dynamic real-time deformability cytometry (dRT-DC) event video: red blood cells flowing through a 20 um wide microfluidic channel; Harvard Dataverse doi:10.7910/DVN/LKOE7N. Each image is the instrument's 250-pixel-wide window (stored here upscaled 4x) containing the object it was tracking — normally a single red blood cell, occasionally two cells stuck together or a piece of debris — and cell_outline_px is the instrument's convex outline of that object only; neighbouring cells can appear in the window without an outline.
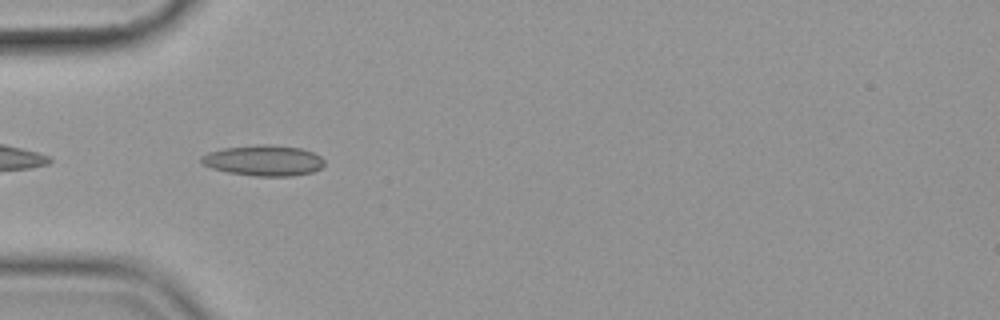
{"species": "common noctule bat (a hibernating species)", "species_latin": "Nyctalus noctula", "temperature_condition": "cold", "stored_images_in_passage": 40, "camera_frame_rate_fps": 3000, "um_per_image_px": 0.085, "animal": {"sex": "female", "body_mass_g": 19.9}, "frame": {"image": 1, "passage_image": 2, "time_ms": 0.333, "image_size_px": [1000, 320], "cell_outline_px": [[324, 164], [320, 168], [312, 172], [292, 176], [256, 176], [228, 172], [212, 168], [200, 164], [200, 156], [208, 152], [224, 148], [256, 144], [272, 144], [300, 148], [312, 152], [320, 156], [324, 160]], "centroid_in_image_um": [22.38, 13.63], "position_along_channel_um": 62.6, "area_um2": 22.14}}
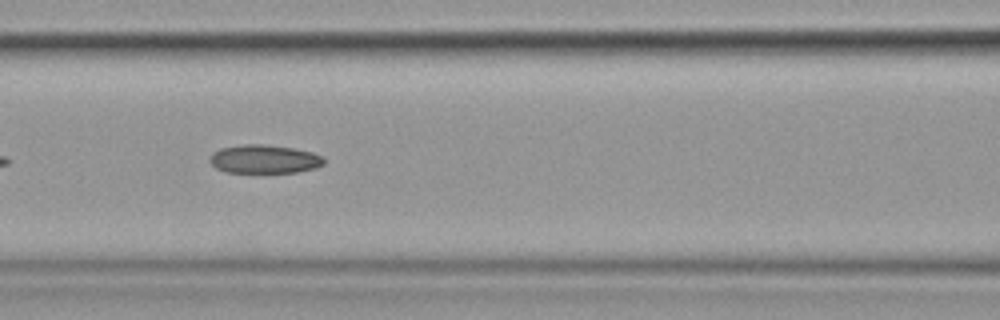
{"frame": {"image": 2, "passage_image": 9, "time_ms": 2.667, "image_size_px": [1000, 320], "cell_outline_px": [[324, 164], [316, 168], [296, 172], [224, 172], [216, 168], [208, 160], [208, 156], [212, 152], [220, 148], [244, 144], [264, 144], [292, 148], [312, 152], [324, 156]], "centroid_in_image_um": [22.44, 13.52], "position_along_channel_um": 144.2, "area_um2": 19.13}}
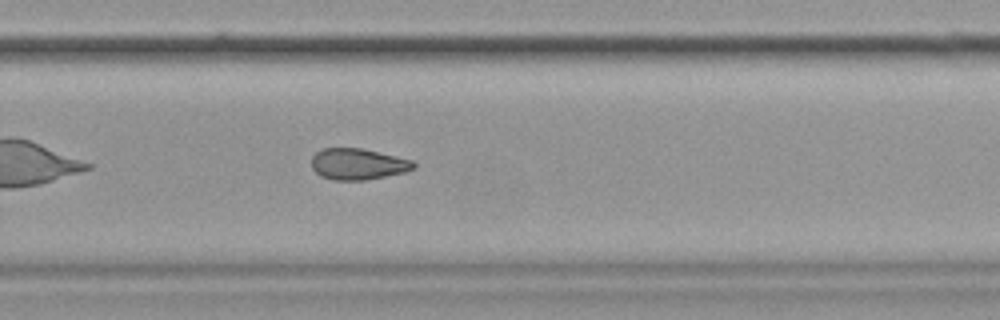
{"frame": {"image": 3, "passage_image": 22, "time_ms": 7.0, "image_size_px": [1000, 320], "cell_outline_px": [[416, 168], [404, 172], [364, 180], [332, 180], [320, 176], [312, 168], [312, 156], [320, 148], [360, 148], [412, 160], [416, 164]], "centroid_in_image_um": [30.39, 13.94], "position_along_channel_um": 299.4, "area_um2": 18.5}, "authors_computed_cell_mechanics": {"area_um2": 19.363, "velocity_mm_per_s": 3.5949, "shape_relaxation_time_tau1_ms": null, "shape_relaxation_time_tau2_ms": 10.9956, "deformation_change_tau1": null, "deformation_change_tau2": 0.1876}}